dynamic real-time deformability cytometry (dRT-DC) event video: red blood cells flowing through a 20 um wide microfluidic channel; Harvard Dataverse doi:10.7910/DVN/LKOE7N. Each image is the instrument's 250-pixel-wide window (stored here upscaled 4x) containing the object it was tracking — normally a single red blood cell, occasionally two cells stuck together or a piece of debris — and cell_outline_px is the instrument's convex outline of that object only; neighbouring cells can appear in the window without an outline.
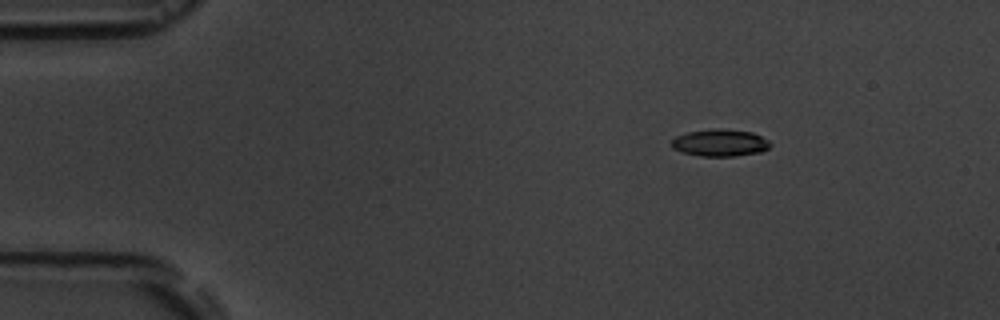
{"species": "common noctule bat (a hibernating species)", "species_latin": "Nyctalus noctula", "temperature_condition": "room temperature", "stored_images_in_passage": 5, "camera_frame_rate_fps": 3000, "um_per_image_px": 0.085, "animal": {"sex": "male", "body_mass_g": 19.5, "forearm_length_mm": 54.6}, "frame": {"image": 1, "passage_image": 1, "time_ms": 0.0, "image_size_px": [1000, 320], "cell_outline_px": [[772, 144], [768, 148], [760, 152], [736, 156], [700, 156], [680, 152], [672, 148], [672, 140], [676, 136], [688, 132], [716, 128], [720, 128], [752, 132], [768, 140]], "centroid_in_image_um": [61.19, 12.14], "position_along_channel_um": 23.8, "area_um2": 15.61}}
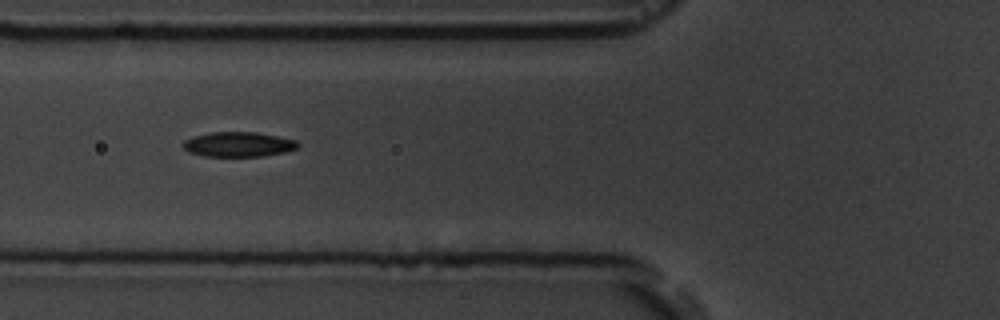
{"frame": {"image": 2, "passage_image": 4, "time_ms": 4.333, "image_size_px": [1000, 320], "cell_outline_px": [[300, 144], [296, 148], [284, 152], [264, 156], [204, 156], [188, 152], [180, 144], [184, 140], [192, 136], [212, 132], [256, 132], [296, 140]], "centroid_in_image_um": [20.22, 12.27], "position_along_channel_um": 105.6, "area_um2": 16.65}}
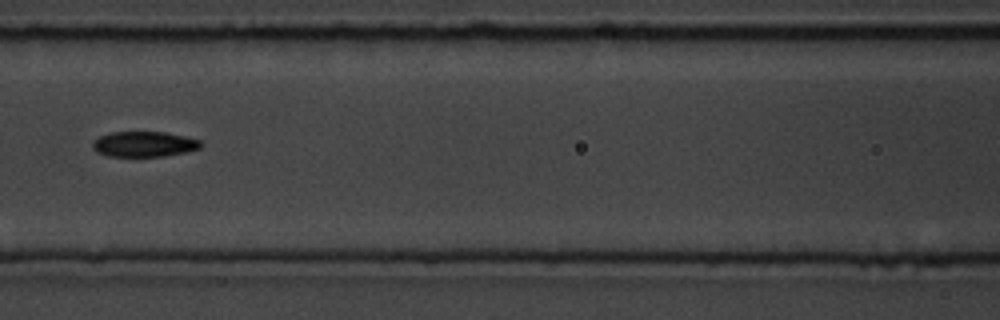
{"frame": {"image": 3, "passage_image": 5, "time_ms": 5.667, "image_size_px": [1000, 320], "cell_outline_px": [[204, 144], [200, 148], [184, 152], [164, 156], [108, 156], [96, 152], [92, 148], [92, 144], [100, 136], [112, 132], [164, 132], [184, 136], [200, 140]], "centroid_in_image_um": [12.25, 12.25], "position_along_channel_um": 154.3, "area_um2": 15.9}}